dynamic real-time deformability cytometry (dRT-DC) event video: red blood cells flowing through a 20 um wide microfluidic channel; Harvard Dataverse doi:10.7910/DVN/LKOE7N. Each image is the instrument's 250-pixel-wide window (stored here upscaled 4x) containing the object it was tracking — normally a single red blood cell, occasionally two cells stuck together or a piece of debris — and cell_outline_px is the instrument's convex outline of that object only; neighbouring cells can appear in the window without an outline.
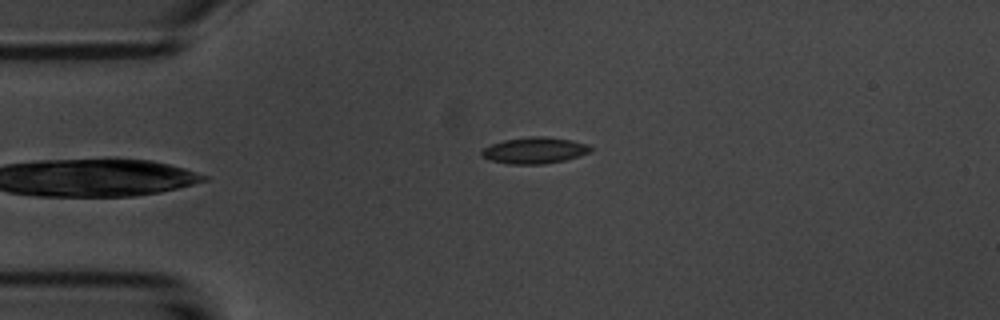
{"species": "common noctule bat (a hibernating species)", "species_latin": "Nyctalus noctula", "temperature_condition": "room temperature", "stored_images_in_passage": 37, "camera_frame_rate_fps": 3000, "um_per_image_px": 0.085, "animal": {"sex": "male", "body_mass_g": 20.1, "forearm_length_mm": 53.5}, "frame": {"image": 1, "passage_image": 2, "time_ms": 0.333, "image_size_px": [1000, 320], "cell_outline_px": [[592, 152], [564, 160], [544, 164], [508, 164], [488, 160], [480, 156], [480, 152], [484, 148], [492, 144], [504, 140], [532, 136], [544, 136], [572, 140], [588, 144], [592, 148]], "centroid_in_image_um": [45.43, 12.79], "position_along_channel_um": 39.6, "area_um2": 16.82}}
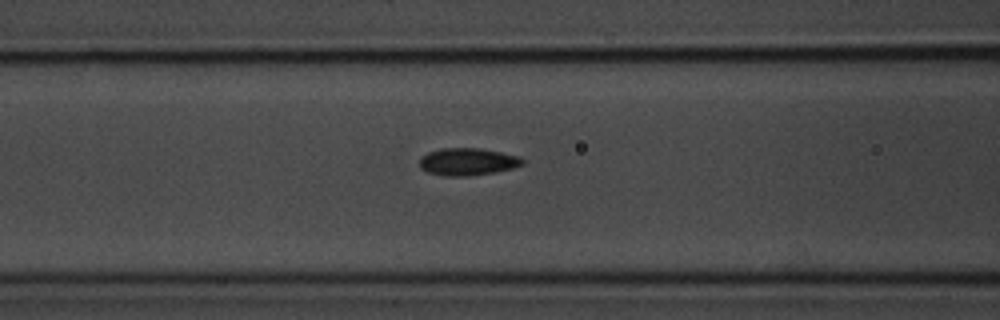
{"frame": {"image": 2, "passage_image": 11, "time_ms": 3.333, "image_size_px": [1000, 320], "cell_outline_px": [[524, 164], [512, 168], [496, 172], [468, 176], [444, 176], [428, 172], [420, 168], [420, 156], [428, 152], [440, 148], [480, 148], [520, 156], [524, 160]], "centroid_in_image_um": [39.74, 13.74], "position_along_channel_um": 126.9, "area_um2": 16.53}}
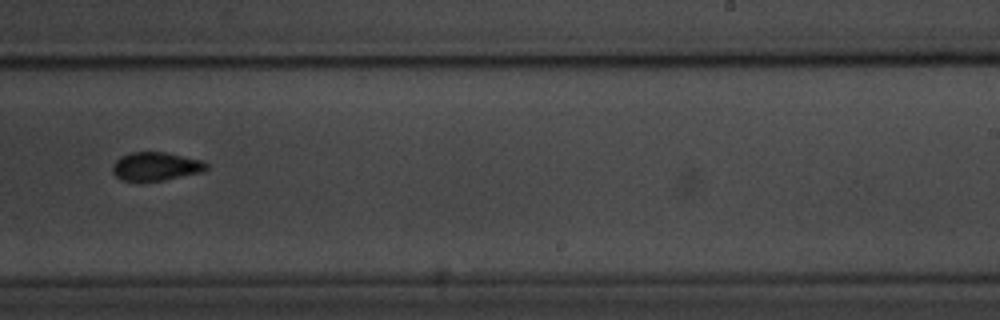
{"frame": {"image": 3, "passage_image": 23, "time_ms": 7.333, "image_size_px": [1000, 320], "cell_outline_px": [[208, 168], [204, 172], [164, 180], [120, 180], [112, 172], [112, 164], [120, 156], [132, 152], [164, 152], [204, 160], [208, 164]], "centroid_in_image_um": [13.27, 14.13], "position_along_channel_um": 275.7, "area_um2": 15.66}, "authors_computed_cell_mechanics": {"area_um2": 16.473, "velocity_mm_per_s": 3.7292, "shape_relaxation_time_tau1_ms": 2.1051, "shape_relaxation_time_tau2_ms": 2.8414, "deformation_change_tau1": 0.0885, "deformation_change_tau2": 0.0609}}